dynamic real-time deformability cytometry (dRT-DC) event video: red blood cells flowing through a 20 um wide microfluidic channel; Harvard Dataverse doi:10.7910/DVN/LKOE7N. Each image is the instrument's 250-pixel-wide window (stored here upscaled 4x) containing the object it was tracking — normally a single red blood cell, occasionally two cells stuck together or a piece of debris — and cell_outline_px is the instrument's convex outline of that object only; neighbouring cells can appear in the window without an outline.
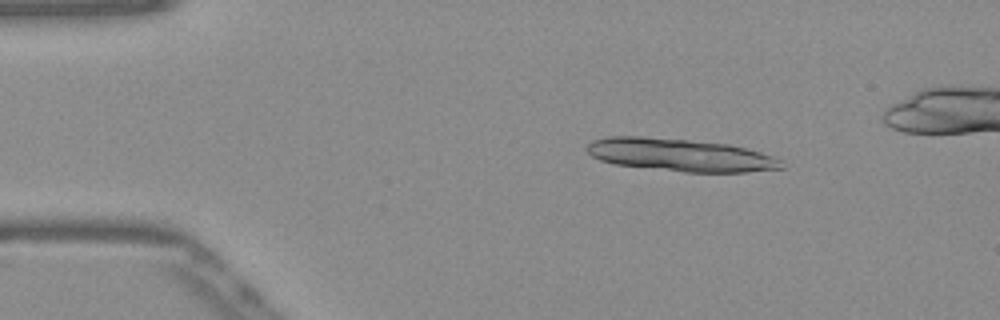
{"species": "Egyptian fruit bat (a non-hibernating species)", "species_latin": "Rousettus aegyptiacus", "temperature_condition": "warm", "stored_images_in_passage": 13, "camera_frame_rate_fps": 3000, "um_per_image_px": 0.085, "frame": {"image": 1, "passage_image": 6, "time_ms": 1.667, "image_size_px": [1000, 320], "cell_outline_px": [[784, 168], [744, 172], [684, 172], [616, 164], [600, 160], [592, 156], [584, 148], [592, 140], [608, 136], [640, 136], [688, 140], [728, 144], [760, 152], [784, 160]], "centroid_in_image_um": [57.81, 13.17], "position_along_channel_um": 27.2, "area_um2": 36.99}}